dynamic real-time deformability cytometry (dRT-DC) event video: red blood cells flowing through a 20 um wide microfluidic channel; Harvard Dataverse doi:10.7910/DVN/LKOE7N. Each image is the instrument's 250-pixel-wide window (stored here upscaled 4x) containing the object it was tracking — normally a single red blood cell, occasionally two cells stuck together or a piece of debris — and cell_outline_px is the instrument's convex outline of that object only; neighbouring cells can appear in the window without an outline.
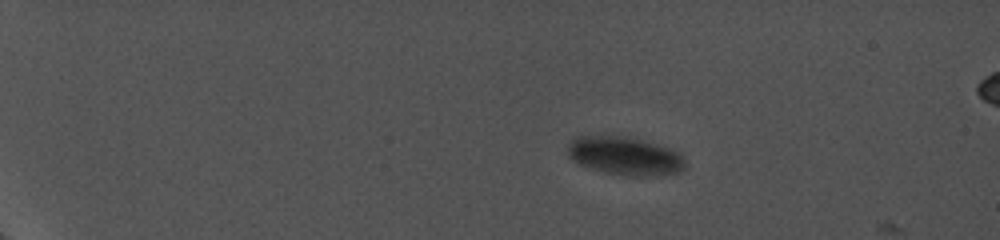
{"species": "common noctule bat (a hibernating species)", "species_latin": "Nyctalus noctula", "temperature_condition": "cold", "stored_images_in_passage": 14, "camera_frame_rate_fps": 5000, "um_per_image_px": 0.085, "animal": {"sex": "female", "body_mass_g": 19.0, "forearm_length_mm": 56.7}, "frame": {"image": 1, "passage_image": 10, "time_ms": 2.4, "image_size_px": [1000, 240], "cell_outline_px": [[684, 168], [680, 172], [648, 176], [632, 176], [604, 172], [580, 164], [572, 160], [568, 156], [568, 144], [576, 136], [624, 136], [644, 140], [680, 152], [684, 160]], "centroid_in_image_um": [53.11, 13.25], "position_along_channel_um": 31.9, "area_um2": 26.07}}